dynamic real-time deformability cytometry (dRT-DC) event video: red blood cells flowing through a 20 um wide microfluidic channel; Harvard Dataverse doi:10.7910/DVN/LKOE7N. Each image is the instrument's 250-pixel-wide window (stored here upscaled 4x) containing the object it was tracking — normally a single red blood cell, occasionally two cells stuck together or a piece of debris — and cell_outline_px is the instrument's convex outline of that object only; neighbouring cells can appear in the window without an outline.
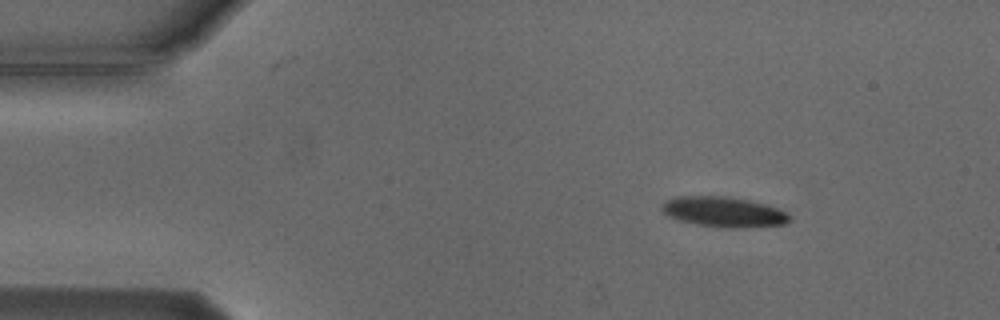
{"species": "Egyptian fruit bat (a non-hibernating species)", "species_latin": "Rousettus aegyptiacus", "temperature_condition": "cold", "stored_images_in_passage": 5, "camera_frame_rate_fps": 3000, "um_per_image_px": 0.085, "animal": {"sex": "male"}, "frame": {"image": 1, "passage_image": 1, "time_ms": 0.0, "image_size_px": [1000, 320], "cell_outline_px": [[792, 220], [784, 224], [736, 228], [732, 228], [700, 224], [680, 220], [668, 216], [660, 208], [668, 200], [676, 196], [728, 196], [748, 200], [764, 204], [776, 208], [792, 216]], "centroid_in_image_um": [61.53, 18.0], "position_along_channel_um": 23.5, "area_um2": 22.08}}
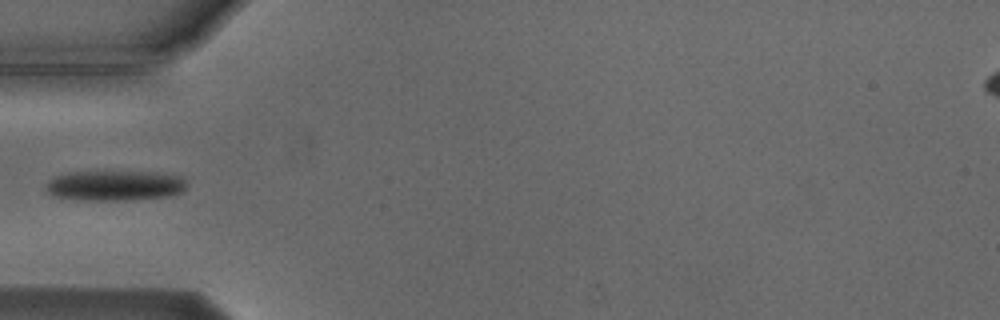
{"frame": {"image": 2, "passage_image": 4, "time_ms": 3.333, "image_size_px": [1000, 320], "cell_outline_px": [[188, 184], [180, 192], [172, 196], [124, 200], [76, 200], [52, 196], [44, 188], [44, 184], [48, 180], [56, 176], [68, 172], [156, 172], [184, 176]], "centroid_in_image_um": [9.75, 15.77], "position_along_channel_um": 75.3, "area_um2": 25.14}}
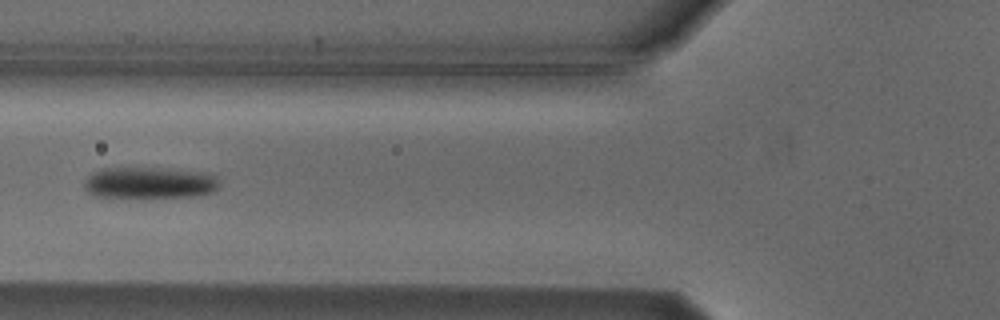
{"frame": {"image": 3, "passage_image": 5, "time_ms": 4.333, "image_size_px": [1000, 320], "cell_outline_px": [[220, 184], [212, 192], [196, 196], [96, 196], [88, 192], [84, 188], [84, 180], [92, 172], [100, 168], [156, 168], [204, 172], [216, 176]], "centroid_in_image_um": [12.69, 15.51], "position_along_channel_um": 113.1, "area_um2": 24.39}}